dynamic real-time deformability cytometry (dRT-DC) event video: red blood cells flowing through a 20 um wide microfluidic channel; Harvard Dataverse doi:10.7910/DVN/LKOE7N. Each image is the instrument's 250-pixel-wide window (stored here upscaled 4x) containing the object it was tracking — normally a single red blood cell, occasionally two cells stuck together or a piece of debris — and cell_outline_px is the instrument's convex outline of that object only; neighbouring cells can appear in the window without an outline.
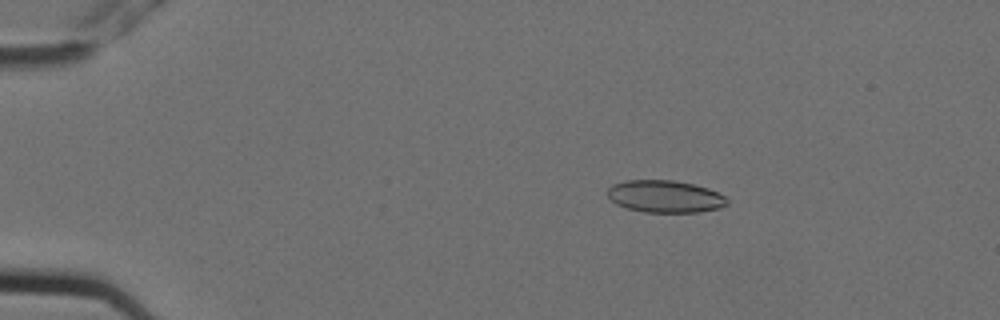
{"species": "Egyptian fruit bat (a non-hibernating species)", "species_latin": "Rousettus aegyptiacus", "temperature_condition": "cold", "stored_images_in_passage": 5, "camera_frame_rate_fps": 3000, "um_per_image_px": 0.085, "animal": {"sex": "female"}, "frame": {"image": 1, "passage_image": 3, "time_ms": 0.667, "image_size_px": [1000, 320], "cell_outline_px": [[728, 204], [720, 208], [700, 212], [644, 212], [624, 208], [616, 204], [608, 196], [608, 188], [612, 184], [628, 180], [672, 180], [692, 184], [708, 188], [724, 196], [728, 200]], "centroid_in_image_um": [56.52, 16.7], "position_along_channel_um": 28.5, "area_um2": 22.48}}